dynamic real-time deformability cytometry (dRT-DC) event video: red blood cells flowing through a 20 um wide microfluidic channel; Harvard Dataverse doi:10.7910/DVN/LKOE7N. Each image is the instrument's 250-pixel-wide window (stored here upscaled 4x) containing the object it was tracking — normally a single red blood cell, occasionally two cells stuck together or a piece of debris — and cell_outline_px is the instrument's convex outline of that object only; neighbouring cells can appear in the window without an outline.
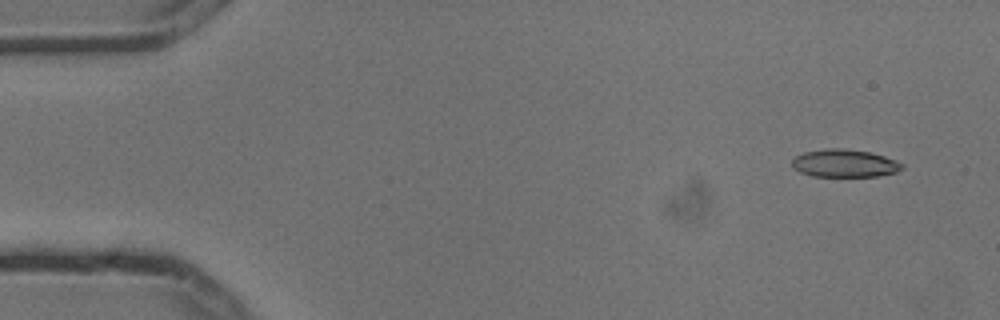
{"species": "common noctule bat (a hibernating species)", "species_latin": "Nyctalus noctula", "temperature_condition": "cold", "stored_images_in_passage": 5, "camera_frame_rate_fps": 3000, "um_per_image_px": 0.085, "animal": {"sex": "male", "body_mass_g": 13.3}, "frame": {"image": 1, "passage_image": 2, "time_ms": 0.333, "image_size_px": [1000, 320], "cell_outline_px": [[904, 168], [896, 172], [876, 176], [812, 176], [800, 172], [792, 168], [792, 160], [796, 156], [804, 152], [828, 148], [840, 148], [872, 152], [884, 156], [904, 164]], "centroid_in_image_um": [71.78, 13.88], "position_along_channel_um": 13.2, "area_um2": 17.8}}
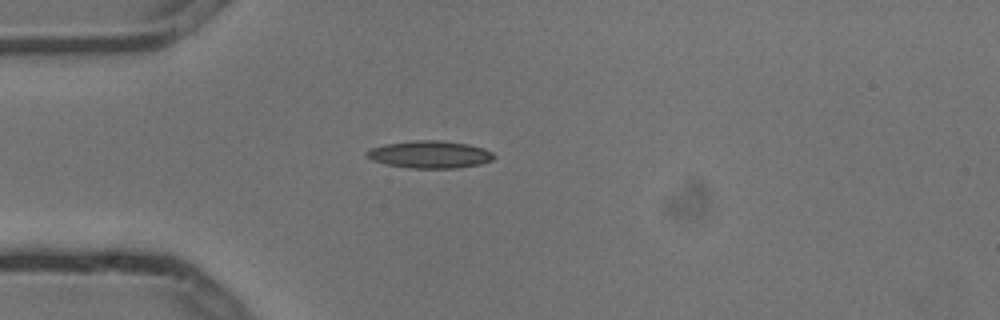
{"frame": {"image": 2, "passage_image": 5, "time_ms": 1.333, "image_size_px": [1000, 320], "cell_outline_px": [[496, 156], [492, 160], [480, 164], [456, 168], [408, 168], [388, 164], [372, 160], [364, 156], [364, 152], [372, 148], [384, 144], [412, 140], [440, 140], [468, 144], [484, 148], [492, 152]], "centroid_in_image_um": [36.52, 13.12], "position_along_channel_um": 48.5, "area_um2": 20.4}}